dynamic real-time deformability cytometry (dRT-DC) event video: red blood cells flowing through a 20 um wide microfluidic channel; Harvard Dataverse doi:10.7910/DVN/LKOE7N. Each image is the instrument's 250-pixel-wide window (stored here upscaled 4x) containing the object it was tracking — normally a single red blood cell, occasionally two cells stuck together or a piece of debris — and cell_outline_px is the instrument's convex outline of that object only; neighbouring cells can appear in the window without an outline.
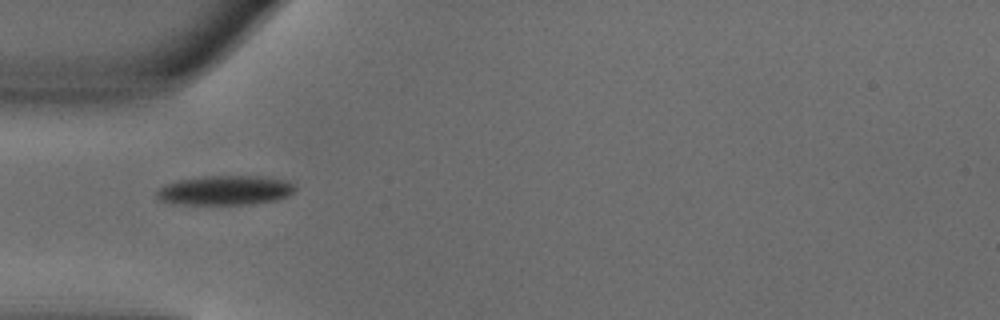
{"species": "common noctule bat (a hibernating species)", "species_latin": "Nyctalus noctula", "temperature_condition": "warm", "stored_images_in_passage": 34, "camera_frame_rate_fps": 3000, "um_per_image_px": 0.085, "animal": {"sex": "male", "body_mass_g": 18.8}, "frame": {"image": 1, "passage_image": 1, "time_ms": 0.0, "image_size_px": [1000, 320], "cell_outline_px": [[296, 188], [288, 196], [276, 200], [252, 204], [180, 204], [160, 200], [156, 196], [156, 192], [164, 184], [176, 180], [204, 176], [260, 176], [288, 180]], "centroid_in_image_um": [19.13, 16.17], "position_along_channel_um": 65.9, "area_um2": 23.81}}
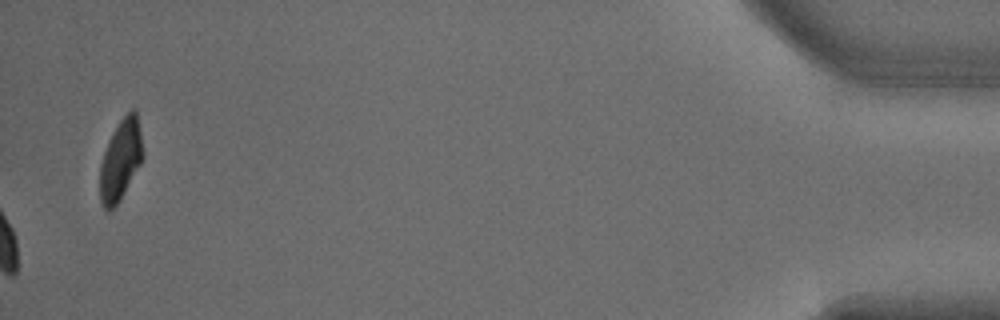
{"frame": {"image": 2, "passage_image": 34, "time_ms": 11.0, "image_size_px": [1000, 320], "cell_outline_px": [[144, 156], [140, 164], [120, 200], [108, 212], [104, 208], [100, 200], [100, 164], [104, 152], [112, 132], [120, 120], [132, 108], [136, 108], [144, 152]], "centroid_in_image_um": [10.26, 13.57], "position_along_channel_um": 424.9, "area_um2": 20.17}, "authors_computed_cell_mechanics": {"area_um2": 24.1026, "velocity_mm_per_s": 4.0082, "shape_relaxation_time_tau1_ms": 1.8369, "shape_relaxation_time_tau2_ms": null, "deformation_change_tau1": 0.0862, "deformation_change_tau2": null}}